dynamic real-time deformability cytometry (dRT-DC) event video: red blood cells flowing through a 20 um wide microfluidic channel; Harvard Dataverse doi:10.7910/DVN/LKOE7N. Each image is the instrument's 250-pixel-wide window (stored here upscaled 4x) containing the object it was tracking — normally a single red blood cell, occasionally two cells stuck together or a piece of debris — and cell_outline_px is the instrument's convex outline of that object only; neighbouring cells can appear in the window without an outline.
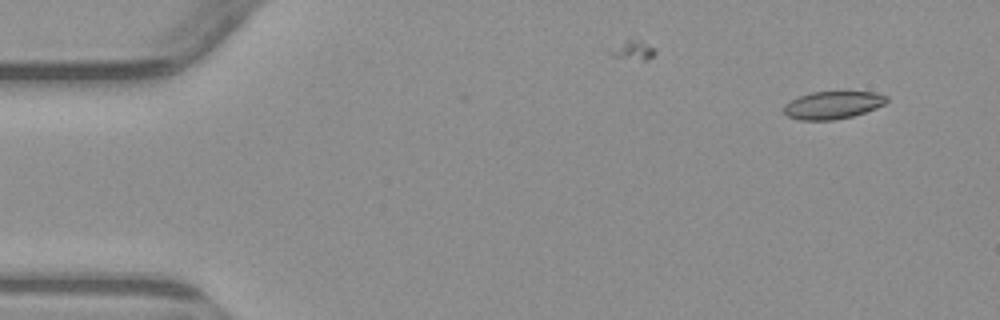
{"species": "common noctule bat (a hibernating species)", "species_latin": "Nyctalus noctula", "temperature_condition": "warm", "stored_images_in_passage": 6, "camera_frame_rate_fps": 3000, "um_per_image_px": 0.085, "animal": {"sex": "male", "body_mass_g": 23.1, "forearm_length_mm": 52.7}, "frame": {"image": 1, "passage_image": 1, "time_ms": 0.0, "image_size_px": [1000, 320], "cell_outline_px": [[888, 100], [884, 104], [876, 108], [852, 116], [832, 120], [800, 120], [788, 116], [784, 112], [784, 104], [800, 96], [812, 92], [876, 92], [888, 96]], "centroid_in_image_um": [70.8, 8.93], "position_along_channel_um": 14.2, "area_um2": 16.42}}